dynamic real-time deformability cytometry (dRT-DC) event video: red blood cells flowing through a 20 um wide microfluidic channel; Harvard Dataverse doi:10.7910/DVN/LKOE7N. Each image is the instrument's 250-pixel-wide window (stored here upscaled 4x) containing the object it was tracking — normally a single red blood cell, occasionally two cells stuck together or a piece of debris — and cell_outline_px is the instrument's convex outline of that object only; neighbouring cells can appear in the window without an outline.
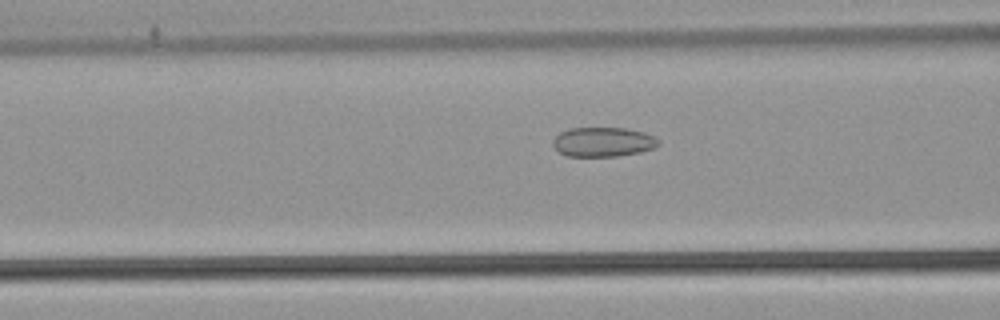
{"species": "common noctule bat (a hibernating species)", "species_latin": "Nyctalus noctula", "temperature_condition": "warm", "stored_images_in_passage": 37, "camera_frame_rate_fps": 3000, "um_per_image_px": 0.085, "animal": {"sex": "male", "body_mass_g": 21.5, "forearm_length_mm": 52.0}, "frame": {"image": 1, "passage_image": 6, "time_ms": 1.667, "image_size_px": [1000, 320], "cell_outline_px": [[660, 144], [652, 148], [640, 152], [616, 156], [568, 156], [560, 152], [552, 144], [552, 140], [560, 132], [568, 128], [624, 128], [644, 132], [660, 140]], "centroid_in_image_um": [51.25, 12.06], "position_along_channel_um": 115.4, "area_um2": 18.03}}
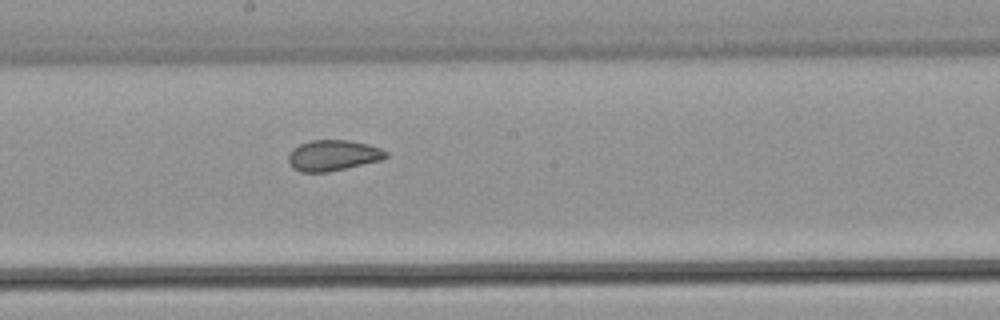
{"frame": {"image": 2, "passage_image": 14, "time_ms": 4.333, "image_size_px": [1000, 320], "cell_outline_px": [[388, 156], [380, 160], [328, 172], [300, 172], [292, 168], [288, 160], [288, 156], [292, 148], [300, 144], [312, 140], [348, 140], [368, 144], [380, 148], [388, 152]], "centroid_in_image_um": [28.28, 13.21], "position_along_channel_um": 219.9, "area_um2": 17.46}}
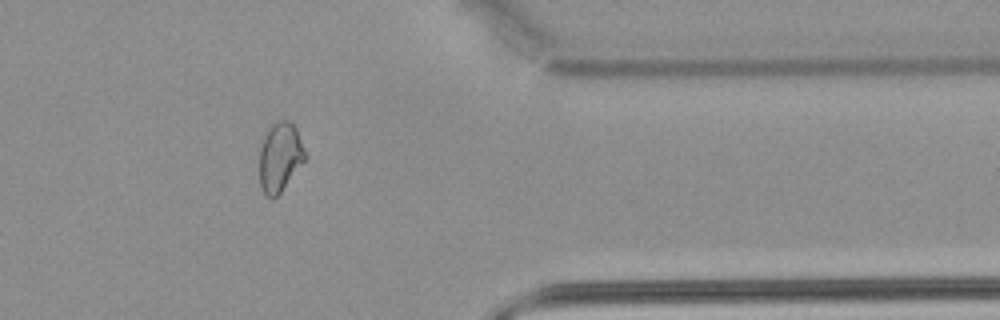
{"frame": {"image": 3, "passage_image": 28, "time_ms": 9.0, "image_size_px": [1000, 320], "cell_outline_px": [[308, 156], [280, 192], [272, 200], [264, 192], [260, 184], [260, 148], [264, 136], [268, 128], [276, 120], [288, 120], [296, 128]], "centroid_in_image_um": [23.81, 13.32], "position_along_channel_um": 387.6, "area_um2": 18.32}, "authors_computed_cell_mechanics": {"area_um2": 18.3226, "velocity_mm_per_s": 3.9238, "shape_relaxation_time_tau1_ms": null, "shape_relaxation_time_tau2_ms": 1.2765, "deformation_change_tau1": null, "deformation_change_tau2": 0.0711}}